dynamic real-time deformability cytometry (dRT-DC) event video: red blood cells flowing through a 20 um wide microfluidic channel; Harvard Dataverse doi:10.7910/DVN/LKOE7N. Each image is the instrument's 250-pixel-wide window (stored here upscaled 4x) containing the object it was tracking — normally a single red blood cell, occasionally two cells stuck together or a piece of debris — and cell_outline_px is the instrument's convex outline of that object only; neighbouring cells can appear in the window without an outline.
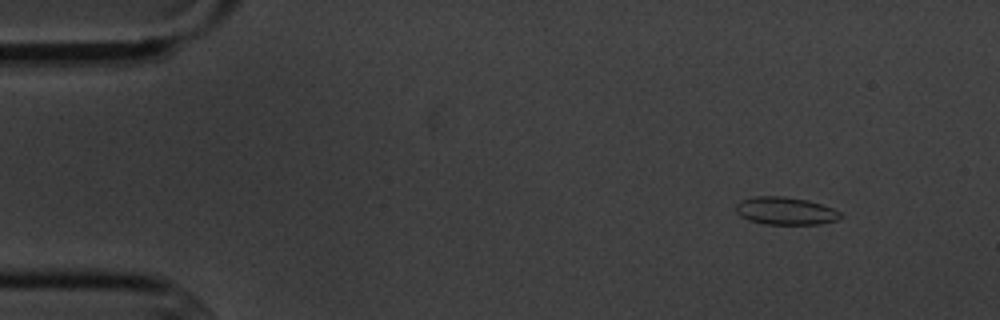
{"species": "common noctule bat (a hibernating species)", "species_latin": "Nyctalus noctula", "temperature_condition": "cold", "stored_images_in_passage": 5, "camera_frame_rate_fps": 3000, "um_per_image_px": 0.085, "animal": {"sex": "male", "body_mass_g": 20.1, "forearm_length_mm": 53.5}, "frame": {"image": 1, "passage_image": 2, "time_ms": 1.333, "image_size_px": [1000, 320], "cell_outline_px": [[844, 216], [836, 220], [820, 224], [764, 224], [748, 220], [740, 216], [736, 212], [736, 204], [740, 200], [756, 196], [784, 196], [808, 200], [832, 208], [840, 212]], "centroid_in_image_um": [66.75, 17.92], "position_along_channel_um": 18.3, "area_um2": 16.94}}
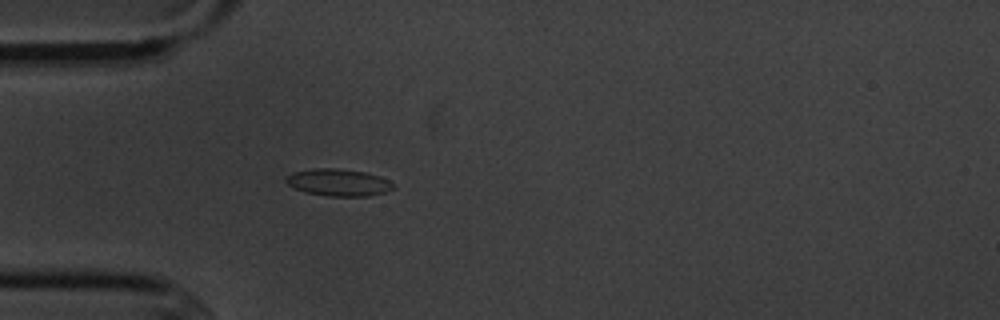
{"frame": {"image": 2, "passage_image": 5, "time_ms": 4.667, "image_size_px": [1000, 320], "cell_outline_px": [[396, 188], [384, 192], [368, 196], [328, 196], [304, 192], [288, 184], [284, 180], [284, 176], [292, 172], [312, 168], [336, 168], [364, 172], [380, 176], [396, 184]], "centroid_in_image_um": [28.76, 15.5], "position_along_channel_um": 56.2, "area_um2": 17.11}}